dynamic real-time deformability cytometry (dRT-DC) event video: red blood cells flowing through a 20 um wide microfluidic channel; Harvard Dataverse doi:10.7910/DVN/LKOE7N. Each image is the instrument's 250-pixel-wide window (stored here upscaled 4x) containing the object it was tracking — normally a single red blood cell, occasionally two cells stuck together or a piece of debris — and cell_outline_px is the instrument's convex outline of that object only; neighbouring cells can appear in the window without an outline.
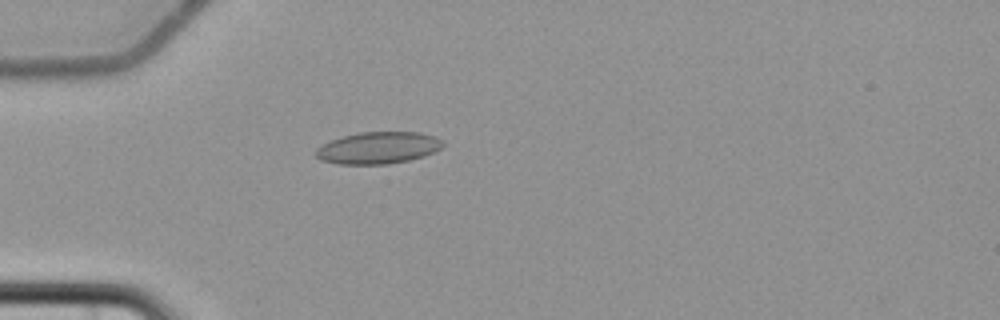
{"species": "common noctule bat (a hibernating species)", "species_latin": "Nyctalus noctula", "temperature_condition": "cold", "stored_images_in_passage": 5, "camera_frame_rate_fps": 3000, "um_per_image_px": 0.085, "animal": {"sex": "female", "body_mass_g": 22.7, "forearm_length_mm": 54.2}, "frame": {"image": 1, "passage_image": 5, "time_ms": 5.333, "image_size_px": [1000, 320], "cell_outline_px": [[444, 144], [440, 148], [424, 156], [408, 160], [388, 164], [336, 164], [320, 160], [316, 156], [316, 148], [332, 140], [344, 136], [360, 132], [420, 132], [436, 136], [444, 140]], "centroid_in_image_um": [32.16, 12.56], "position_along_channel_um": 52.8, "area_um2": 23.58}}